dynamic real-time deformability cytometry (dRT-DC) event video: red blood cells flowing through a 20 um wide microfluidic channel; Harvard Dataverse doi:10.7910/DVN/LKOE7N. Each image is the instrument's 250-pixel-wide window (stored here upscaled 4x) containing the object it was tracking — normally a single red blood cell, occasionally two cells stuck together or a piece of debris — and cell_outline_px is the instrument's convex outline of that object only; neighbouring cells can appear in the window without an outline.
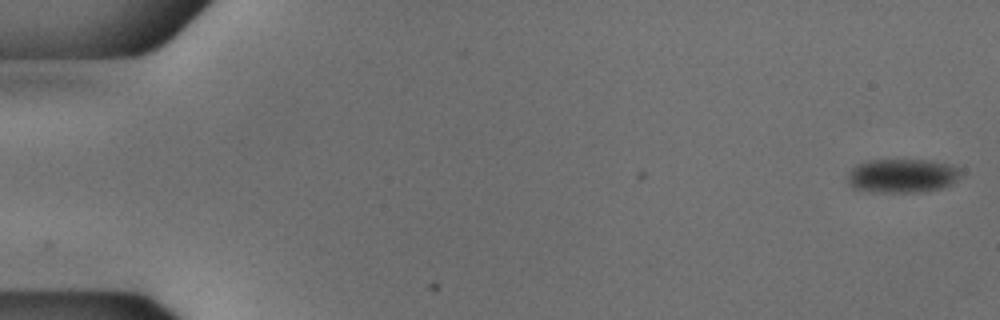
{"species": "common noctule bat (a hibernating species)", "species_latin": "Nyctalus noctula", "temperature_condition": "cold", "stored_images_in_passage": 54, "camera_frame_rate_fps": 3000, "um_per_image_px": 0.085, "animal": {"sex": "male", "body_mass_g": 18.8}, "frame": {"image": 1, "passage_image": 1, "time_ms": 0.0, "image_size_px": [1000, 320], "cell_outline_px": [[964, 172], [952, 184], [944, 188], [920, 192], [868, 192], [852, 188], [844, 180], [848, 172], [856, 164], [868, 160], [936, 160], [952, 164], [964, 168]], "centroid_in_image_um": [76.71, 14.93], "position_along_channel_um": 8.3, "area_um2": 23.29}}
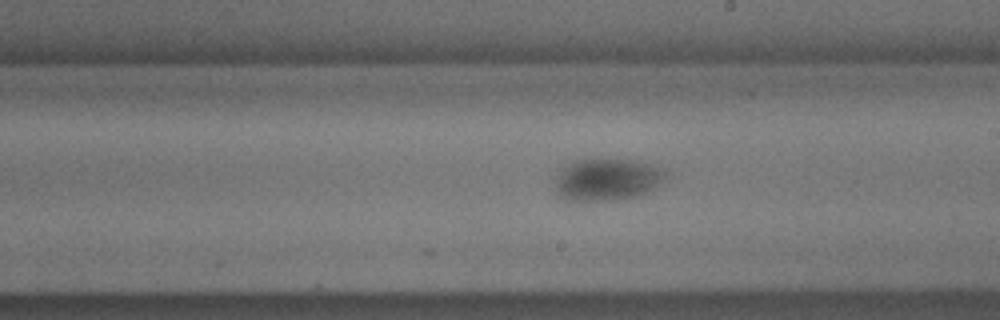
{"frame": {"image": 2, "passage_image": 31, "time_ms": 10.0, "image_size_px": [1000, 320], "cell_outline_px": [[668, 172], [664, 180], [652, 188], [636, 196], [608, 200], [568, 200], [560, 196], [556, 188], [556, 180], [560, 168], [576, 160], [636, 160], [648, 164]], "centroid_in_image_um": [51.58, 15.25], "position_along_channel_um": 237.4, "area_um2": 26.41}}
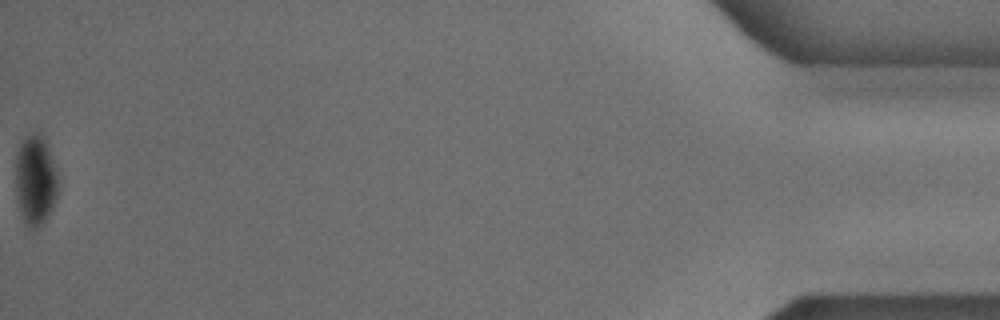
{"frame": {"image": 3, "passage_image": 54, "time_ms": 17.667, "image_size_px": [1000, 320], "cell_outline_px": [[56, 196], [52, 208], [44, 220], [32, 232], [28, 232], [24, 224], [16, 204], [16, 152], [24, 136], [32, 132], [40, 132], [44, 136], [48, 144], [56, 176]], "centroid_in_image_um": [2.95, 15.32], "position_along_channel_um": 432.2, "area_um2": 22.6}, "authors_computed_cell_mechanics": {"area_um2": 25.2008, "velocity_mm_per_s": 3.7619, "shape_relaxation_time_tau1_ms": 6.0923, "shape_relaxation_time_tau2_ms": null, "deformation_change_tau1": 0.0691, "deformation_change_tau2": null}}